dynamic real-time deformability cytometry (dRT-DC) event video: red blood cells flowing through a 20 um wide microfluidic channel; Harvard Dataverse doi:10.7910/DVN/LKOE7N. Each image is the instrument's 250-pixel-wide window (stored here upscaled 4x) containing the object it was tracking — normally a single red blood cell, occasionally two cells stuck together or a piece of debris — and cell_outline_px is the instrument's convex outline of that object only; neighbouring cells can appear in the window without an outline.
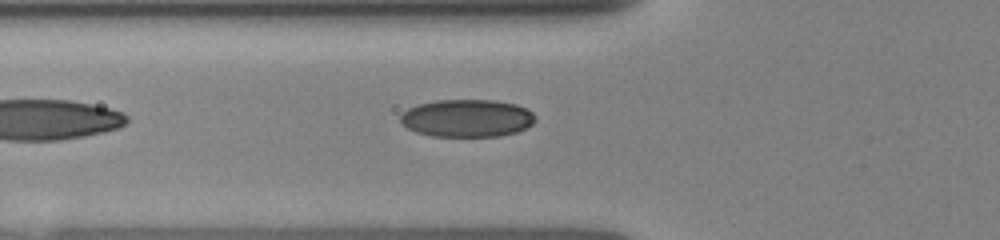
{"species": "human", "species_latin": "Homo sapiens", "temperature_condition": "room temperature", "stored_images_in_passage": 10, "segment_of_instrument_passage": [2, 2], "camera_frame_rate_fps": 3000, "um_per_image_px": 0.085, "donor": {"sex": "female"}, "frame": {"image": 1, "passage_image": 10, "time_ms": 5.333, "image_size_px": [1000, 240], "cell_outline_px": [[536, 120], [532, 124], [516, 132], [500, 136], [432, 136], [416, 132], [408, 128], [400, 120], [400, 116], [408, 108], [420, 104], [436, 100], [492, 100], [516, 104], [528, 108], [536, 116]], "centroid_in_image_um": [39.73, 10.04], "position_along_channel_um": 86.1, "area_um2": 29.54}}